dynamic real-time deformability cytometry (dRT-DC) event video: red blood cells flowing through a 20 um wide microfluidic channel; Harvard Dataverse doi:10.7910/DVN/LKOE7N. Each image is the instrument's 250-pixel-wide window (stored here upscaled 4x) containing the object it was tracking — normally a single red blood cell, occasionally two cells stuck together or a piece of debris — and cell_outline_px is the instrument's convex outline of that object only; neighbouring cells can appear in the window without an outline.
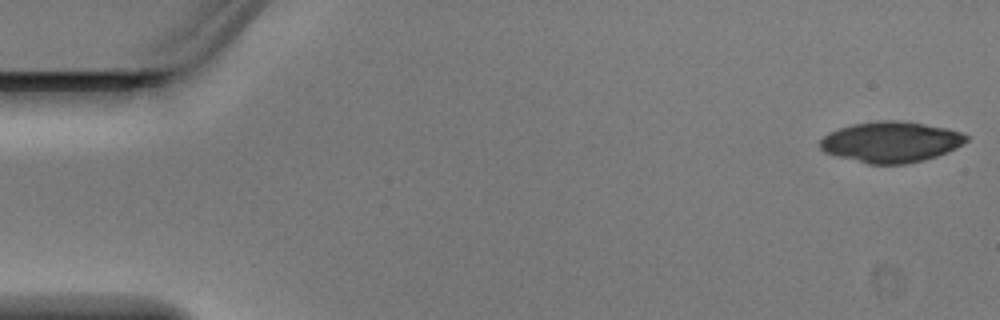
{"species": "Egyptian fruit bat (a non-hibernating species)", "species_latin": "Rousettus aegyptiacus", "temperature_condition": "warm", "stored_images_in_passage": 4, "camera_frame_rate_fps": 3000, "um_per_image_px": 0.085, "animal": {"sex": "male"}, "frame": {"image": 1, "passage_image": 1, "time_ms": 0.0, "image_size_px": [1000, 320], "cell_outline_px": [[968, 140], [964, 144], [948, 152], [924, 160], [904, 164], [868, 164], [836, 156], [824, 152], [820, 148], [820, 140], [828, 132], [852, 124], [880, 120], [896, 120], [924, 124], [948, 128], [960, 132], [968, 136]], "centroid_in_image_um": [75.73, 12.07], "position_along_channel_um": 9.3, "area_um2": 34.85}}